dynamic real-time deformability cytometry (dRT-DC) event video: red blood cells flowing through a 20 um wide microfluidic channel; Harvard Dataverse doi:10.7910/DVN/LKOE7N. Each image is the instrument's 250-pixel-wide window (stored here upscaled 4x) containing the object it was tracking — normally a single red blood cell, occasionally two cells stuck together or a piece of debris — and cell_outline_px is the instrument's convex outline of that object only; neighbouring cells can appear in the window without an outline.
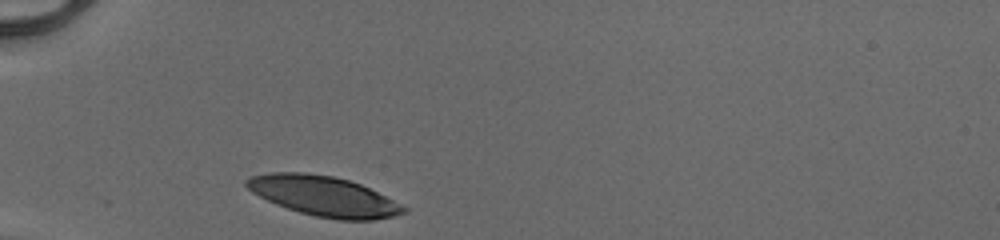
{"species": "human", "species_latin": "Homo sapiens", "temperature_condition": "cold", "stored_images_in_passage": 27, "camera_frame_rate_fps": 3000, "um_per_image_px": 0.085, "donor": {"sex": "male"}, "frame": {"image": 1, "passage_image": 1, "time_ms": 0.0, "image_size_px": [1000, 240], "cell_outline_px": [[408, 212], [396, 216], [372, 220], [340, 220], [316, 216], [300, 212], [276, 204], [252, 192], [244, 184], [244, 180], [252, 176], [268, 172], [304, 172], [332, 176], [348, 180], [360, 184], [408, 208]], "centroid_in_image_um": [27.51, 16.67], "position_along_channel_um": 57.5, "area_um2": 36.36}}
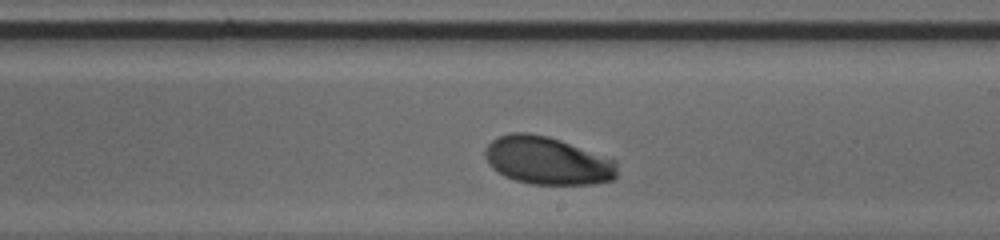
{"frame": {"image": 2, "passage_image": 16, "time_ms": 5.0, "image_size_px": [1000, 240], "cell_outline_px": [[616, 176], [612, 180], [596, 184], [532, 184], [516, 180], [504, 176], [492, 168], [488, 164], [484, 156], [484, 152], [488, 144], [496, 136], [508, 132], [528, 132], [548, 136], [560, 140], [616, 160]], "centroid_in_image_um": [46.49, 13.64], "position_along_channel_um": 242.5, "area_um2": 36.99}}
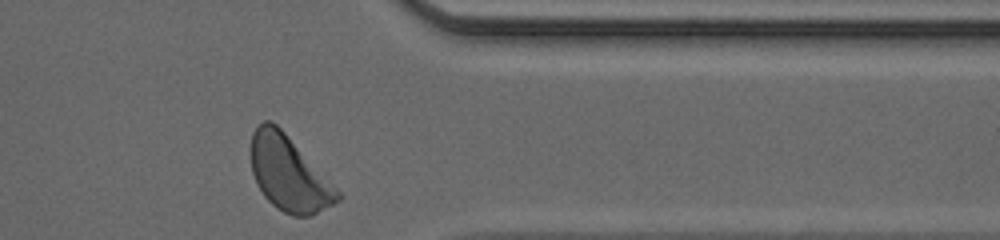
{"frame": {"image": 3, "passage_image": 27, "time_ms": 8.667, "image_size_px": [1000, 240], "cell_outline_px": [[344, 196], [340, 200], [308, 216], [292, 216], [276, 208], [264, 196], [256, 184], [252, 172], [252, 132], [256, 124], [264, 120], [268, 120], [276, 124], [284, 132]], "centroid_in_image_um": [24.53, 14.76], "position_along_channel_um": 386.9, "area_um2": 37.17}, "authors_computed_cell_mechanics": {"area_um2": 36.992, "velocity_mm_per_s": 4.0647, "shape_relaxation_time_tau1_ms": 1.6465, "shape_relaxation_time_tau2_ms": null, "deformation_change_tau1": 0.1243, "deformation_change_tau2": null}}